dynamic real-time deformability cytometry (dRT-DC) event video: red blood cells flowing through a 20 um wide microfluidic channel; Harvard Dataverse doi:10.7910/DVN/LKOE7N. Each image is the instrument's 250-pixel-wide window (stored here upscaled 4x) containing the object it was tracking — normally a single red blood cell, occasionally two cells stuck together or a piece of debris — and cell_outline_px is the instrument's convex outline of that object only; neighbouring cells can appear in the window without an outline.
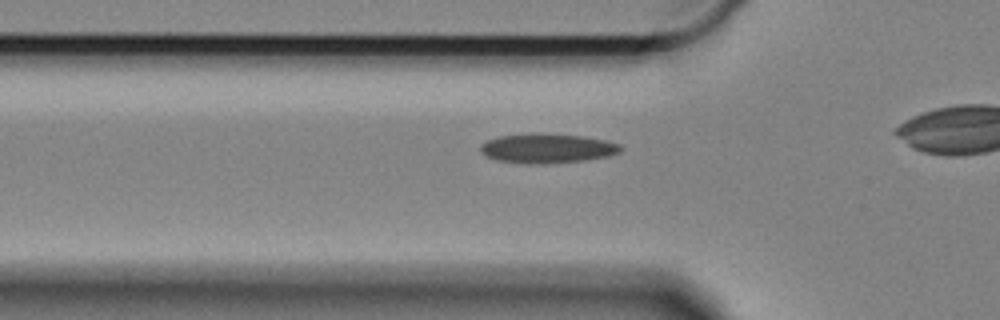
{"species": "Egyptian fruit bat (a non-hibernating species)", "species_latin": "Rousettus aegyptiacus", "temperature_condition": "cold", "stored_images_in_passage": 33, "camera_frame_rate_fps": 3000, "um_per_image_px": 0.085, "animal": {"sex": "female"}, "frame": {"image": 1, "passage_image": 5, "time_ms": 1.333, "image_size_px": [1000, 320], "cell_outline_px": [[624, 148], [620, 152], [608, 156], [584, 160], [544, 164], [528, 164], [496, 160], [480, 152], [480, 144], [488, 140], [500, 136], [540, 132], [584, 136], [604, 140], [620, 144]], "centroid_in_image_um": [46.52, 12.6], "position_along_channel_um": 79.3, "area_um2": 24.28}}
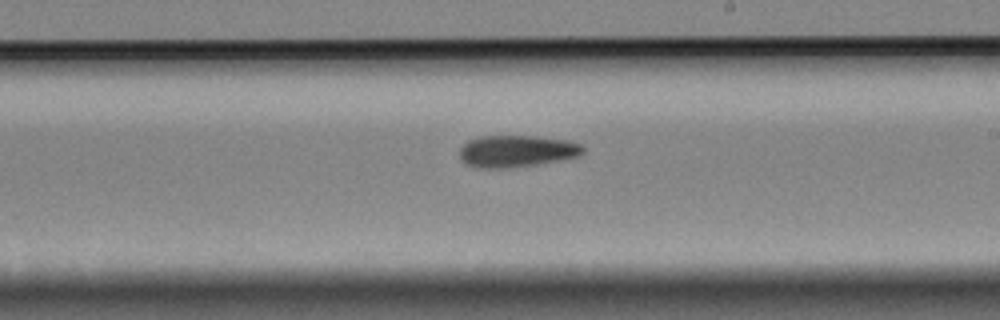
{"frame": {"image": 2, "passage_image": 20, "time_ms": 6.333, "image_size_px": [1000, 320], "cell_outline_px": [[584, 152], [580, 156], [560, 160], [536, 164], [508, 168], [476, 168], [464, 164], [460, 156], [460, 148], [468, 140], [480, 136], [536, 136], [568, 140], [580, 144], [584, 148]], "centroid_in_image_um": [43.9, 12.85], "position_along_channel_um": 245.1, "area_um2": 23.06}}
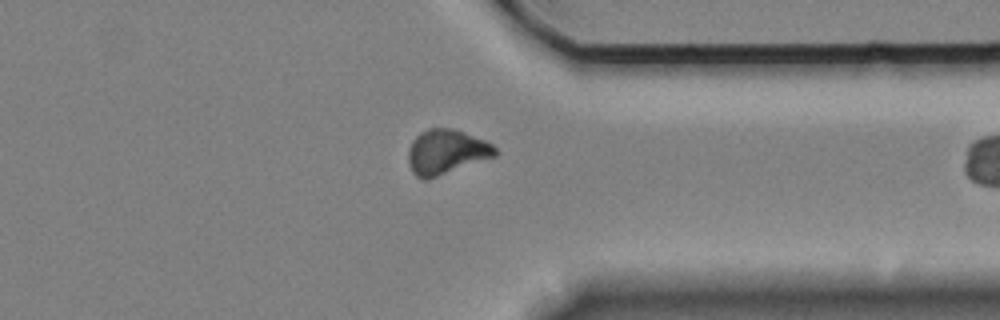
{"frame": {"image": 3, "passage_image": 32, "time_ms": 10.333, "image_size_px": [1000, 320], "cell_outline_px": [[496, 156], [428, 180], [424, 180], [416, 176], [412, 172], [408, 164], [408, 148], [412, 140], [420, 132], [428, 128], [452, 128], [464, 132], [484, 140], [492, 144], [496, 148]], "centroid_in_image_um": [37.9, 12.92], "position_along_channel_um": 373.5, "area_um2": 22.83}}